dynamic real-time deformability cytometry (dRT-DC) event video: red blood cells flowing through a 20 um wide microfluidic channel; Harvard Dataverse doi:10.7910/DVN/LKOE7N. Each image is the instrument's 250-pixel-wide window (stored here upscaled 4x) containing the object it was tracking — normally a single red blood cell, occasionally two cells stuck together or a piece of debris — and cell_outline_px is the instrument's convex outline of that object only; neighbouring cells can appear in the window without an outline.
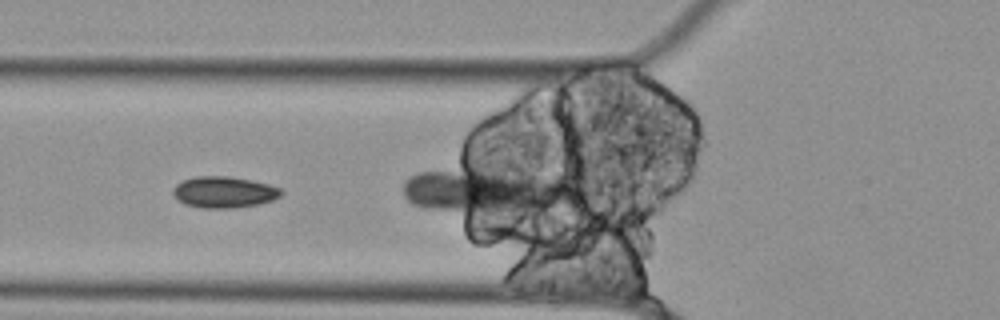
{"species": "Egyptian fruit bat (a non-hibernating species)", "species_latin": "Rousettus aegyptiacus", "temperature_condition": "cold", "stored_images_in_passage": 41, "camera_frame_rate_fps": 3000, "um_per_image_px": 0.085, "animal": {"sex": "female"}, "frame": {"image": 1, "passage_image": 18, "time_ms": 5.667, "image_size_px": [1000, 320], "cell_outline_px": [[284, 192], [280, 196], [272, 200], [256, 204], [232, 208], [204, 208], [184, 204], [176, 200], [172, 192], [172, 188], [180, 180], [196, 176], [228, 176], [252, 180], [268, 184], [280, 188]], "centroid_in_image_um": [18.99, 16.32], "position_along_channel_um": 106.8, "area_um2": 19.88}}